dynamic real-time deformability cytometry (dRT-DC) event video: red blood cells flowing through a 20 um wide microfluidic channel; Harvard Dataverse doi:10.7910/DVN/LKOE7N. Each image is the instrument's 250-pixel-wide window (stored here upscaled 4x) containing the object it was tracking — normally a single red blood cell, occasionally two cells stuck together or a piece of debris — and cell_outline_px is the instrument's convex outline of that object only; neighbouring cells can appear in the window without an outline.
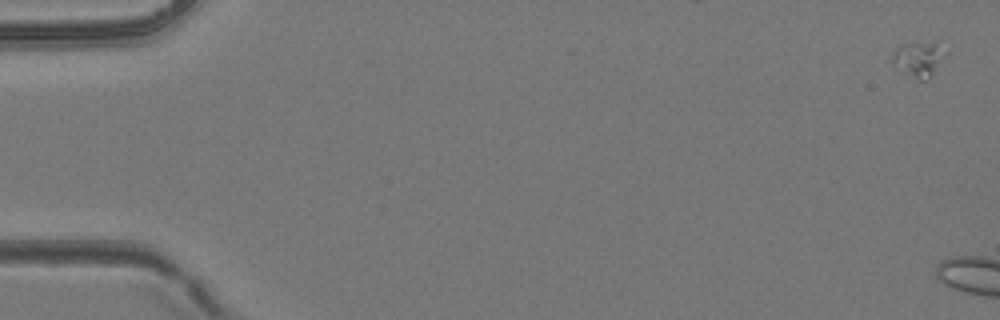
{"species": "common noctule bat (a hibernating species)", "species_latin": "Nyctalus noctula", "temperature_condition": "room temperature", "stored_images_in_passage": 6, "camera_frame_rate_fps": 3000, "um_per_image_px": 0.085, "animal": {"sex": "female", "body_mass_g": 24.6, "forearm_length_mm": 56.2}, "frame": {"image": 1, "passage_image": 2, "time_ms": 0.333, "image_size_px": [1000, 320], "cell_outline_px": [[940, 40], [932, 72], [924, 80], [920, 80], [900, 72], [892, 60], [892, 52], [896, 48], [904, 44], [940, 36]], "centroid_in_image_um": [77.93, 4.91], "position_along_channel_um": 7.1, "area_um2": 10.23}}